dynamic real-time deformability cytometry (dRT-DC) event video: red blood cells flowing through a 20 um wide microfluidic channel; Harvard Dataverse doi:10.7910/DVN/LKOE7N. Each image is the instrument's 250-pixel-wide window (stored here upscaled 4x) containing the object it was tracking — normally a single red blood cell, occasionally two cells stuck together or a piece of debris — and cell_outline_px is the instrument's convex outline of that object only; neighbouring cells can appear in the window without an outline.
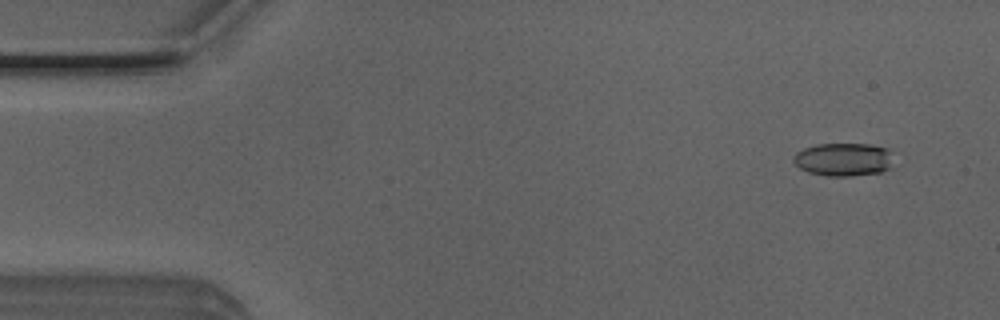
{"species": "Egyptian fruit bat (a non-hibernating species)", "species_latin": "Rousettus aegyptiacus", "temperature_condition": "room temperature", "stored_images_in_passage": 51, "camera_frame_rate_fps": 3000, "um_per_image_px": 0.085, "animal": {"sex": "male"}, "frame": {"image": 1, "passage_image": 4, "time_ms": 1.0, "image_size_px": [1000, 320], "cell_outline_px": [[892, 168], [880, 172], [852, 176], [828, 176], [808, 172], [800, 168], [792, 160], [792, 156], [796, 152], [804, 148], [816, 144], [868, 144], [888, 148]], "centroid_in_image_um": [71.67, 13.55], "position_along_channel_um": 13.3, "area_um2": 19.36}}
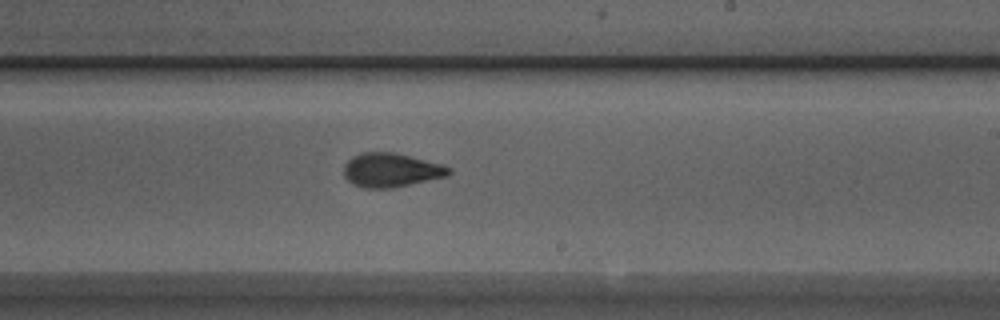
{"frame": {"image": 2, "passage_image": 30, "time_ms": 9.667, "image_size_px": [1000, 320], "cell_outline_px": [[452, 172], [448, 176], [392, 188], [364, 188], [352, 184], [344, 176], [344, 164], [352, 156], [360, 152], [396, 152], [444, 164], [452, 168]], "centroid_in_image_um": [33.26, 14.44], "position_along_channel_um": 255.7, "area_um2": 21.15}}
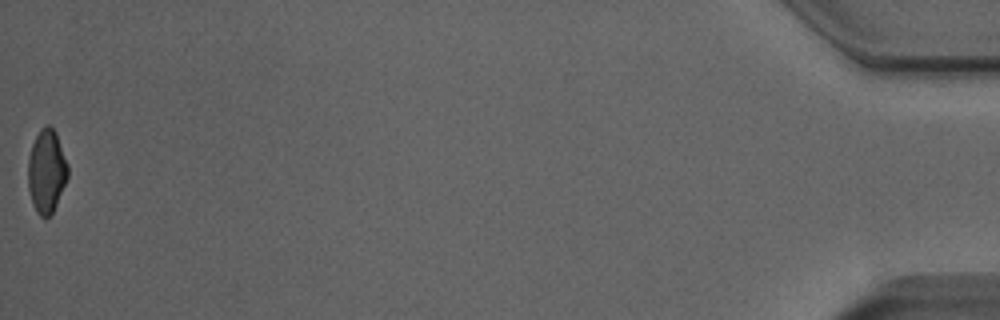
{"frame": {"image": 3, "passage_image": 51, "time_ms": 16.667, "image_size_px": [1000, 320], "cell_outline_px": [[68, 176], [56, 204], [52, 212], [48, 216], [40, 216], [36, 212], [32, 204], [28, 188], [28, 160], [32, 144], [40, 128], [48, 124], [56, 132], [68, 164]], "centroid_in_image_um": [3.95, 14.53], "position_along_channel_um": 431.3, "area_um2": 19.25}, "authors_computed_cell_mechanics": {"area_um2": 20.2878, "velocity_mm_per_s": 4.0338, "shape_relaxation_time_tau1_ms": 6.0668, "shape_relaxation_time_tau2_ms": 1.5716, "deformation_change_tau1": 0.1739, "deformation_change_tau2": 0.08}}